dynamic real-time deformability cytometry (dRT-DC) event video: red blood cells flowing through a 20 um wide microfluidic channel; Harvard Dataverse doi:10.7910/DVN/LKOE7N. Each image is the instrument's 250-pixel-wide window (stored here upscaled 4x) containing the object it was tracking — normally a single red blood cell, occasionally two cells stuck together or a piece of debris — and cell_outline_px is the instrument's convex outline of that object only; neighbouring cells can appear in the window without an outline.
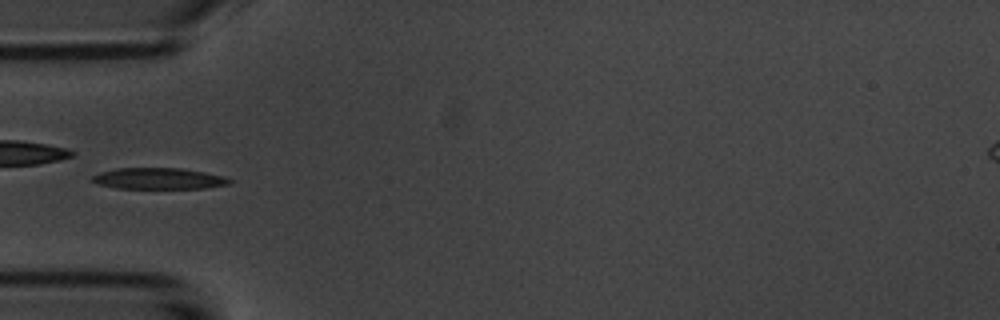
{"species": "common noctule bat (a hibernating species)", "species_latin": "Nyctalus noctula", "temperature_condition": "room temperature", "stored_images_in_passage": 38, "camera_frame_rate_fps": 3000, "um_per_image_px": 0.085, "animal": {"sex": "male", "body_mass_g": 20.1, "forearm_length_mm": 53.5}, "frame": {"image": 1, "passage_image": 1, "time_ms": 0.0, "image_size_px": [1000, 320], "cell_outline_px": [[232, 180], [228, 184], [204, 188], [116, 188], [96, 184], [92, 180], [92, 176], [100, 172], [116, 168], [180, 168], [204, 172], [224, 176]], "centroid_in_image_um": [13.45, 15.17], "position_along_channel_um": 71.5, "area_um2": 16.88}}